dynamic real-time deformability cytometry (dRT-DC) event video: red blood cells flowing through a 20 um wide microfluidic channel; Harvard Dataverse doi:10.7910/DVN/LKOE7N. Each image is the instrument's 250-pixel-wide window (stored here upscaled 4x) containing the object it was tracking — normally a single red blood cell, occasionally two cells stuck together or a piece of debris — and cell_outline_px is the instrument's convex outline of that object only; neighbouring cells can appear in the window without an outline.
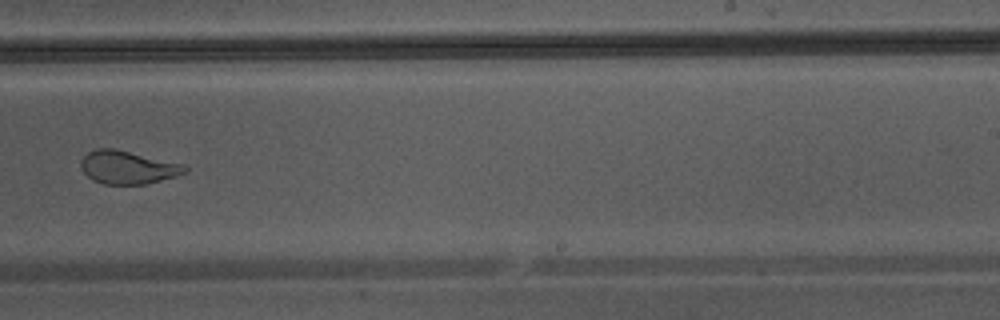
{"species": "Egyptian fruit bat (a non-hibernating species)", "species_latin": "Rousettus aegyptiacus", "temperature_condition": "warm", "stored_images_in_passage": 39, "camera_frame_rate_fps": 3000, "um_per_image_px": 0.085, "animal": {"sex": "male"}, "frame": {"image": 1, "passage_image": 23, "time_ms": 7.333, "image_size_px": [1000, 320], "cell_outline_px": [[188, 172], [176, 176], [148, 184], [104, 184], [92, 180], [80, 168], [80, 160], [88, 152], [96, 148], [112, 148], [184, 164], [188, 168]], "centroid_in_image_um": [10.86, 14.23], "position_along_channel_um": 278.1, "area_um2": 20.11}}
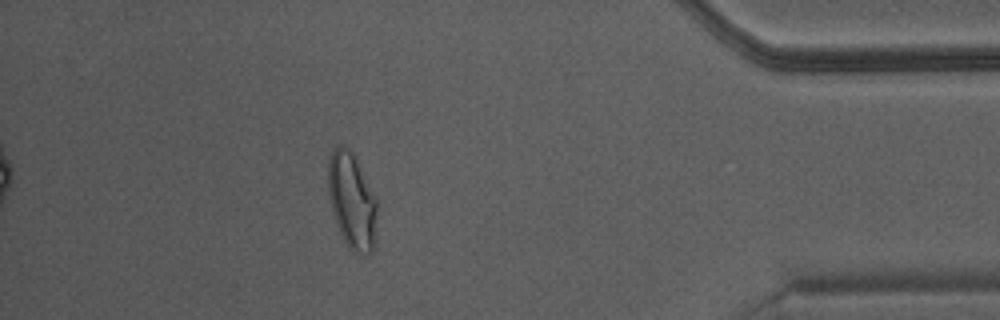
{"frame": {"image": 2, "passage_image": 34, "time_ms": 11.0, "image_size_px": [1000, 320], "cell_outline_px": [[376, 244], [368, 256], [364, 256], [352, 252], [348, 248], [340, 236], [336, 224], [328, 196], [328, 156], [332, 148], [336, 144], [340, 144], [348, 148], [352, 152], [376, 196]], "centroid_in_image_um": [29.9, 17.11], "position_along_channel_um": 405.3, "area_um2": 28.15}}